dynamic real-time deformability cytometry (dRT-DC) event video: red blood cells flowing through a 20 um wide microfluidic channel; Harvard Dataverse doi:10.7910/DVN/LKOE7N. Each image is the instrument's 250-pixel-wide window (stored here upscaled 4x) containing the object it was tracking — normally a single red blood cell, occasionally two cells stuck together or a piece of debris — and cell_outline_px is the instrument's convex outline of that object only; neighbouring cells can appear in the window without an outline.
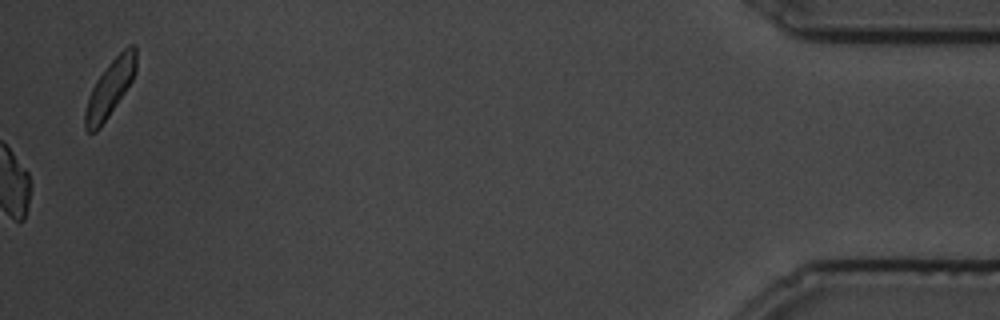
{"species": "common noctule bat (a hibernating species)", "species_latin": "Nyctalus noctula", "temperature_condition": "cold", "stored_images_in_passage": 95, "camera_frame_rate_fps": 3000, "um_per_image_px": 0.085, "animal": {"sex": "male", "body_mass_g": 19.5, "forearm_length_mm": 54.6}, "frame": {"image": 1, "passage_image": 95, "time_ms": 31.333, "image_size_px": [1000, 320], "cell_outline_px": [[136, 72], [132, 80], [100, 128], [96, 132], [88, 132], [84, 128], [84, 112], [88, 96], [96, 80], [108, 64], [128, 44], [136, 44]], "centroid_in_image_um": [9.33, 7.49], "position_along_channel_um": 425.9, "area_um2": 16.7}}